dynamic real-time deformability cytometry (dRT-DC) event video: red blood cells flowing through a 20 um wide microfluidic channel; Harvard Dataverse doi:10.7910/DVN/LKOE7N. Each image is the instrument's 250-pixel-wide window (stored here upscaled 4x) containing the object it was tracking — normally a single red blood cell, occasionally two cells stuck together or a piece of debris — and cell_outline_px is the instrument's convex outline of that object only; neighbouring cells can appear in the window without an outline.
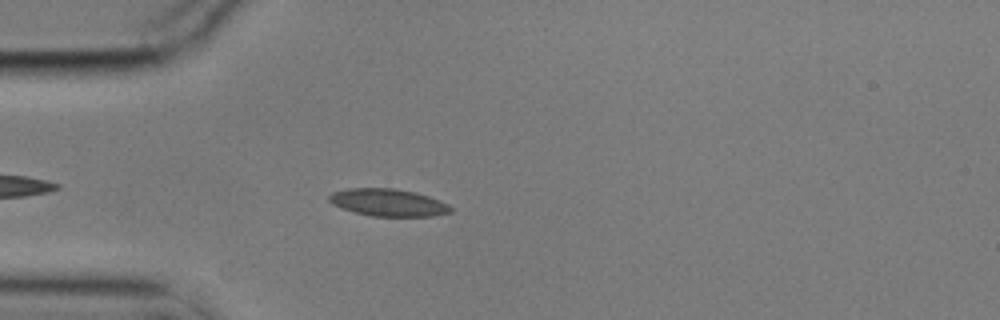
{"species": "common noctule bat (a hibernating species)", "species_latin": "Nyctalus noctula", "temperature_condition": "cold", "stored_images_in_passage": 28, "camera_frame_rate_fps": 3000, "um_per_image_px": 0.085, "animal": {"sex": "male", "body_mass_g": 17.9}, "frame": {"image": 1, "passage_image": 6, "time_ms": 1.667, "image_size_px": [1000, 320], "cell_outline_px": [[452, 212], [432, 216], [372, 216], [356, 212], [332, 204], [328, 200], [328, 196], [332, 192], [348, 188], [392, 188], [416, 192], [440, 200], [448, 204], [452, 208]], "centroid_in_image_um": [33.01, 17.21], "position_along_channel_um": 52.0, "area_um2": 19.31}}
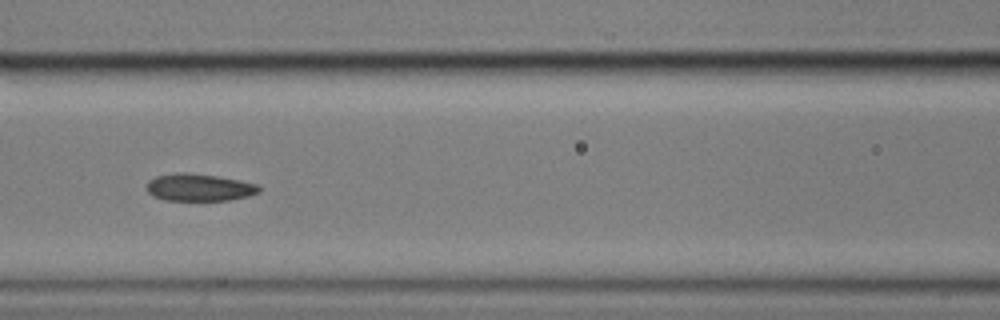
{"frame": {"image": 2, "passage_image": 15, "time_ms": 4.667, "image_size_px": [1000, 320], "cell_outline_px": [[260, 192], [248, 196], [228, 200], [164, 200], [152, 196], [148, 192], [148, 180], [156, 176], [180, 172], [184, 172], [216, 176], [256, 184], [260, 188]], "centroid_in_image_um": [16.9, 15.93], "position_along_channel_um": 149.7, "area_um2": 17.63}}
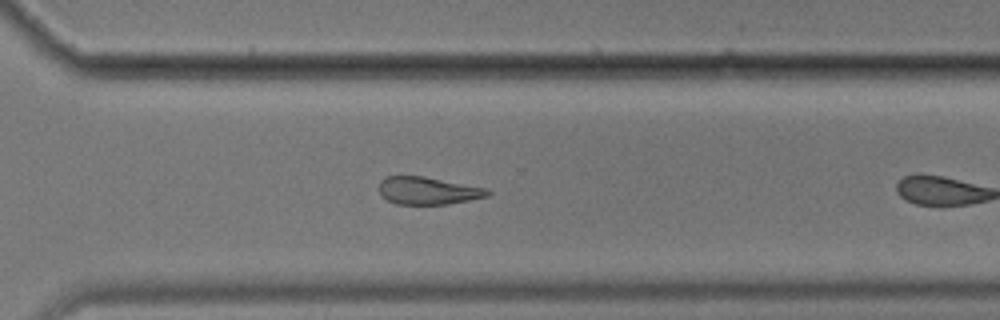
{"frame": {"image": 3, "passage_image": 27, "time_ms": 8.667, "image_size_px": [1000, 320], "cell_outline_px": [[492, 192], [488, 196], [448, 204], [396, 204], [380, 196], [380, 180], [384, 176], [424, 176], [488, 188]], "centroid_in_image_um": [36.38, 16.2], "position_along_channel_um": 334.2, "area_um2": 17.51}}